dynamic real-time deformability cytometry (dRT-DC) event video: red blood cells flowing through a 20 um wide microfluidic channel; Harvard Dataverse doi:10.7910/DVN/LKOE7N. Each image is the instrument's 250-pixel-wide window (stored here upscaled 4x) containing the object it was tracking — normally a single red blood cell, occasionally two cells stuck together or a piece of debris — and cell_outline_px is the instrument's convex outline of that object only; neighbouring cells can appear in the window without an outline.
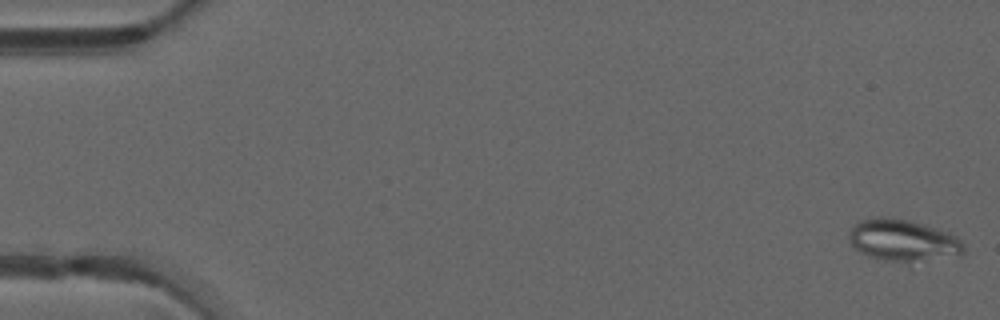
{"species": "common noctule bat (a hibernating species)", "species_latin": "Nyctalus noctula", "temperature_condition": "warm", "stored_images_in_passage": 49, "camera_frame_rate_fps": 3000, "um_per_image_px": 0.085, "animal": {"sex": "male", "forearm_length_mm": 52.5}, "frame": {"image": 1, "passage_image": 1, "time_ms": 0.0, "image_size_px": [1000, 320], "cell_outline_px": [[964, 252], [908, 260], [884, 260], [868, 256], [860, 252], [852, 244], [848, 236], [848, 232], [852, 224], [860, 220], [876, 216], [880, 216], [908, 220], [936, 228], [948, 232], [956, 236], [964, 244]], "centroid_in_image_um": [76.62, 20.35], "position_along_channel_um": 8.4, "area_um2": 26.82}}
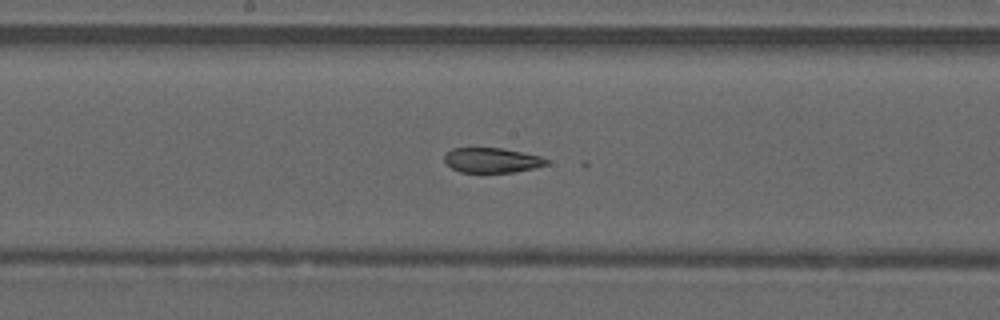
{"frame": {"image": 2, "passage_image": 26, "time_ms": 8.333, "image_size_px": [1000, 320], "cell_outline_px": [[548, 164], [532, 168], [512, 172], [460, 172], [452, 168], [444, 160], [444, 156], [452, 148], [504, 148], [540, 156], [548, 160]], "centroid_in_image_um": [41.8, 13.61], "position_along_channel_um": 206.4, "area_um2": 14.62}}
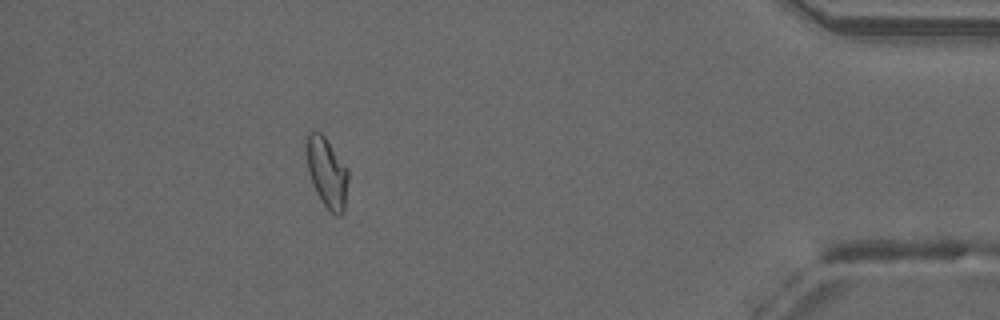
{"frame": {"image": 3, "passage_image": 44, "time_ms": 14.333, "image_size_px": [1000, 320], "cell_outline_px": [[348, 176], [344, 212], [340, 216], [336, 216], [320, 200], [316, 192], [308, 172], [304, 144], [304, 136], [312, 132], [320, 132], [324, 136], [348, 168]], "centroid_in_image_um": [27.76, 14.64], "position_along_channel_um": 407.4, "area_um2": 17.22}, "authors_computed_cell_mechanics": {"area_um2": 17.3978, "velocity_mm_per_s": 4.2251, "shape_relaxation_time_tau1_ms": null, "shape_relaxation_time_tau2_ms": 2.0972, "deformation_change_tau1": null, "deformation_change_tau2": 0.0679}}